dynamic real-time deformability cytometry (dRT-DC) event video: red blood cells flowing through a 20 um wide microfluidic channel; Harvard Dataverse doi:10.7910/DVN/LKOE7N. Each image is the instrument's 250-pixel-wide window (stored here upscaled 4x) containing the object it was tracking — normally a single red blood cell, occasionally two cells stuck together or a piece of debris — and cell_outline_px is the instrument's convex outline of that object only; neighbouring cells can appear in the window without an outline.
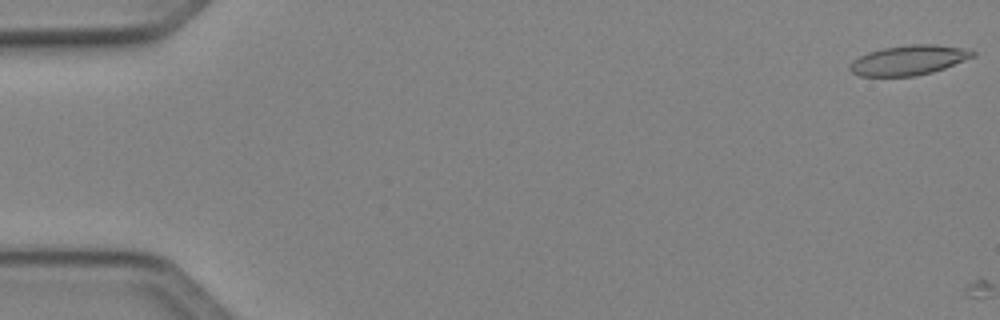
{"species": "Egyptian fruit bat (a non-hibernating species)", "species_latin": "Rousettus aegyptiacus", "temperature_condition": "cold", "stored_images_in_passage": 2, "camera_frame_rate_fps": 3000, "um_per_image_px": 0.085, "animal": {"sex": "female"}, "frame": {"image": 1, "passage_image": 1, "time_ms": 0.0, "image_size_px": [1000, 320], "cell_outline_px": [[976, 56], [944, 68], [932, 72], [912, 76], [860, 76], [852, 72], [848, 68], [848, 64], [852, 60], [868, 52], [884, 48], [908, 44], [936, 44], [964, 48], [976, 52]], "centroid_in_image_um": [77.23, 5.1], "position_along_channel_um": 7.8, "area_um2": 21.39}}